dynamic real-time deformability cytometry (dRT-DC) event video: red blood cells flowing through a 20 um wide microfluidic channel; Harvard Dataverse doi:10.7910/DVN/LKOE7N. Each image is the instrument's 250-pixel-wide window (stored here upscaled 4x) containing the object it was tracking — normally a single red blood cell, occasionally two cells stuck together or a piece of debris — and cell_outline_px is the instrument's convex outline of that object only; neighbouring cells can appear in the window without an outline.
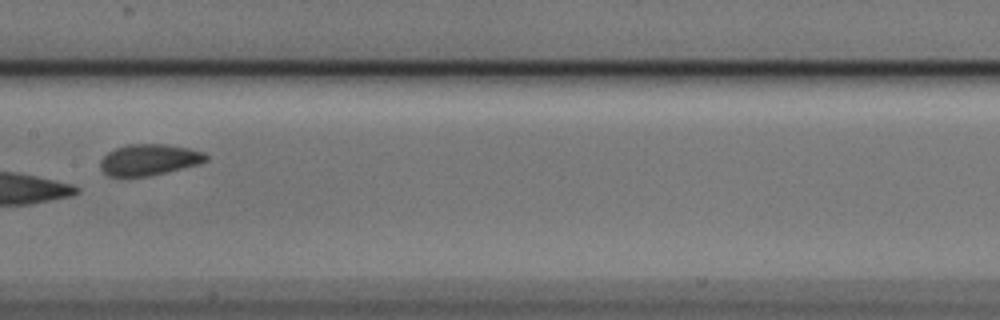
{"species": "Egyptian fruit bat (a non-hibernating species)", "species_latin": "Rousettus aegyptiacus", "temperature_condition": "cold", "stored_images_in_passage": 7, "camera_frame_rate_fps": 3000, "um_per_image_px": 0.085, "animal": {"sex": "male"}, "frame": {"image": 1, "passage_image": 5, "time_ms": 1.333, "image_size_px": [1000, 320], "cell_outline_px": [[208, 160], [200, 164], [148, 176], [108, 176], [100, 168], [100, 160], [108, 152], [116, 148], [128, 144], [164, 144], [188, 148], [204, 152], [208, 156]], "centroid_in_image_um": [12.68, 13.57], "position_along_channel_um": 194.7, "area_um2": 19.13}}
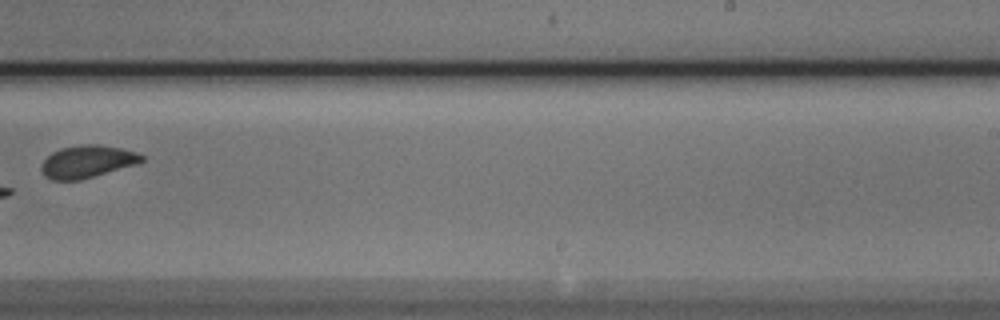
{"frame": {"image": 2, "passage_image": 7, "time_ms": 2.0, "image_size_px": [1000, 320], "cell_outline_px": [[144, 160], [140, 164], [80, 180], [52, 180], [44, 176], [40, 168], [40, 164], [52, 152], [60, 148], [84, 144], [100, 144], [120, 148], [136, 152], [144, 156]], "centroid_in_image_um": [7.43, 13.74], "position_along_channel_um": 281.6, "area_um2": 19.25}}